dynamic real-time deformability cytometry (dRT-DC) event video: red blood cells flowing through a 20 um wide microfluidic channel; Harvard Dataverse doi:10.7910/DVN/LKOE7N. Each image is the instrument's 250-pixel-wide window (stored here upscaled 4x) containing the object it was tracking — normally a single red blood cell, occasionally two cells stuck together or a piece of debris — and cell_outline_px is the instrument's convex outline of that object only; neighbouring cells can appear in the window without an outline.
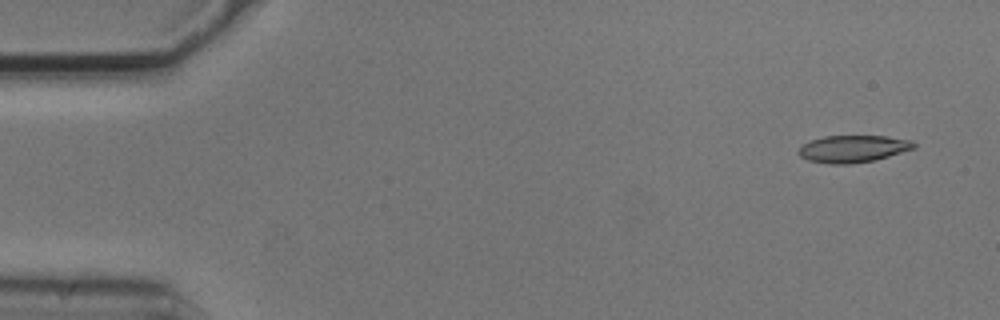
{"species": "common noctule bat (a hibernating species)", "species_latin": "Nyctalus noctula", "temperature_condition": "cold", "stored_images_in_passage": 3, "camera_frame_rate_fps": 3000, "um_per_image_px": 0.085, "animal": {"sex": "male", "body_mass_g": 20.5, "forearm_length_mm": 52.5}, "frame": {"image": 1, "passage_image": 1, "time_ms": 0.0, "image_size_px": [1000, 320], "cell_outline_px": [[916, 148], [888, 156], [872, 160], [848, 164], [828, 164], [808, 160], [800, 156], [796, 152], [804, 144], [812, 140], [824, 136], [888, 136], [912, 140], [916, 144]], "centroid_in_image_um": [72.51, 12.64], "position_along_channel_um": 12.5, "area_um2": 18.15}}
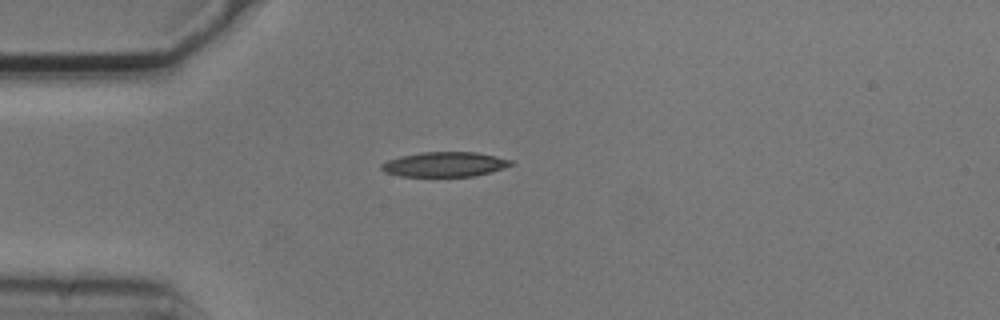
{"frame": {"image": 2, "passage_image": 3, "time_ms": 0.667, "image_size_px": [1000, 320], "cell_outline_px": [[516, 164], [504, 168], [472, 176], [400, 176], [384, 172], [380, 168], [380, 164], [388, 160], [400, 156], [420, 152], [476, 152], [496, 156], [512, 160]], "centroid_in_image_um": [37.79, 13.96], "position_along_channel_um": 47.2, "area_um2": 18.73}}